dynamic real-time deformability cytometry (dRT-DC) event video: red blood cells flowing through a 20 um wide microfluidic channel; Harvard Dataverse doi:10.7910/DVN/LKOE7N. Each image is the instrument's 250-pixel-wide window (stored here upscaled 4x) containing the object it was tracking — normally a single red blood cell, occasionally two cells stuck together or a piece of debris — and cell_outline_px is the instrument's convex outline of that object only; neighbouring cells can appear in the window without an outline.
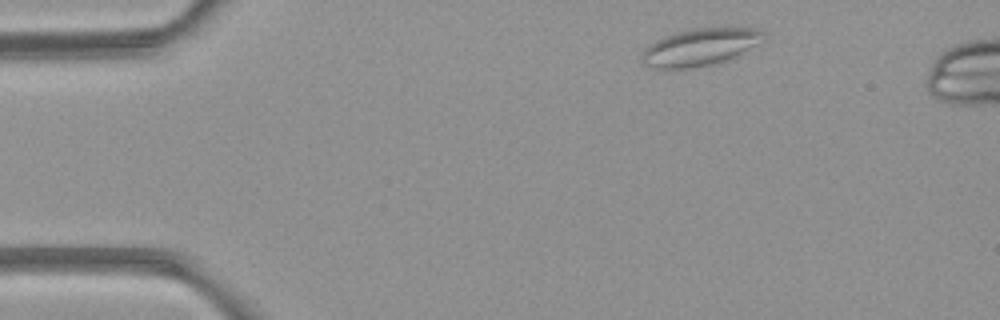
{"species": "common noctule bat (a hibernating species)", "species_latin": "Nyctalus noctula", "temperature_condition": "room temperature", "stored_images_in_passage": 3, "camera_frame_rate_fps": 3000, "um_per_image_px": 0.085, "animal": {"sex": "female", "body_mass_g": 21.9}, "frame": {"image": 1, "passage_image": 1, "time_ms": 0.0, "image_size_px": [1000, 320], "cell_outline_px": [[768, 36], [764, 40], [724, 60], [712, 64], [692, 68], [656, 68], [644, 64], [640, 60], [640, 56], [644, 48], [648, 44], [664, 36], [676, 32], [692, 28], [728, 24], [732, 24], [756, 28], [768, 32]], "centroid_in_image_um": [59.55, 3.92], "position_along_channel_um": 25.5, "area_um2": 27.22}}